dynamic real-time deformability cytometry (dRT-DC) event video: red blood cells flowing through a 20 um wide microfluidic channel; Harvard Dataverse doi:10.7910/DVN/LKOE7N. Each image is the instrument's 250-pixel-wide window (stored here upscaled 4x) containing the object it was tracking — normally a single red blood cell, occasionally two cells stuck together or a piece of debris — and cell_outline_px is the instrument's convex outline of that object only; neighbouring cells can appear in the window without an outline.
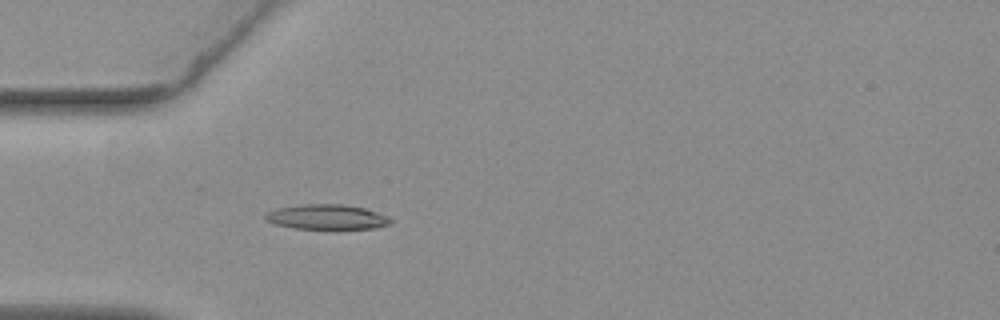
{"species": "common noctule bat (a hibernating species)", "species_latin": "Nyctalus noctula", "temperature_condition": "warm", "stored_images_in_passage": 54, "camera_frame_rate_fps": 3000, "um_per_image_px": 0.085, "animal": {"sex": "female", "body_mass_g": 19.3, "forearm_length_mm": 54.1}, "frame": {"image": 1, "passage_image": 16, "time_ms": 5.0, "image_size_px": [1000, 320], "cell_outline_px": [[392, 220], [388, 224], [376, 228], [340, 232], [332, 232], [296, 228], [276, 224], [268, 220], [264, 216], [268, 212], [276, 208], [304, 204], [344, 204], [364, 208], [388, 216]], "centroid_in_image_um": [27.84, 18.5], "position_along_channel_um": 57.2, "area_um2": 19.07}}
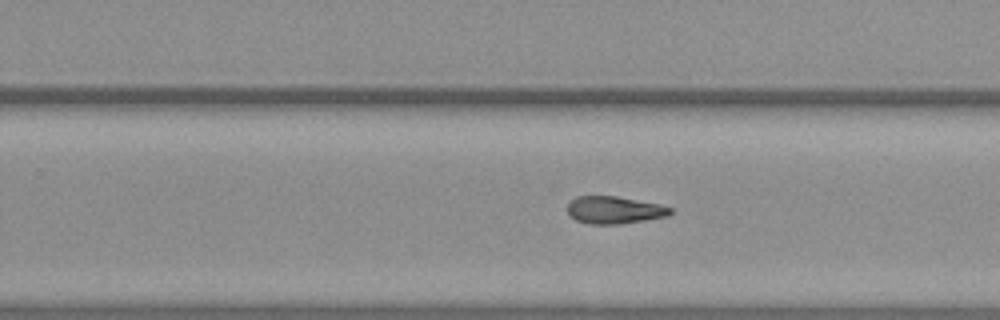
{"frame": {"image": 2, "passage_image": 34, "time_ms": 11.0, "image_size_px": [1000, 320], "cell_outline_px": [[672, 212], [668, 216], [620, 224], [588, 224], [576, 220], [568, 212], [568, 200], [576, 196], [616, 196], [660, 204], [672, 208]], "centroid_in_image_um": [52.2, 17.84], "position_along_channel_um": 277.6, "area_um2": 16.47}}
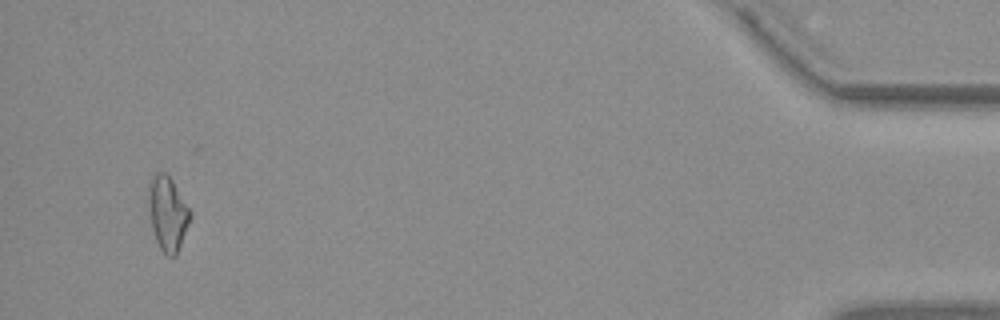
{"frame": {"image": 3, "passage_image": 52, "time_ms": 17.0, "image_size_px": [1000, 320], "cell_outline_px": [[192, 216], [176, 256], [168, 256], [160, 248], [156, 240], [152, 228], [148, 204], [148, 184], [152, 176], [156, 172], [164, 172], [172, 180], [192, 212]], "centroid_in_image_um": [14.25, 18.12], "position_along_channel_um": 421.0, "area_um2": 18.03}, "authors_computed_cell_mechanics": {"area_um2": 17.3111, "velocity_mm_per_s": 3.7536, "shape_relaxation_time_tau1_ms": null, "shape_relaxation_time_tau2_ms": 10.5566, "deformation_change_tau1": null, "deformation_change_tau2": 0.2072}}